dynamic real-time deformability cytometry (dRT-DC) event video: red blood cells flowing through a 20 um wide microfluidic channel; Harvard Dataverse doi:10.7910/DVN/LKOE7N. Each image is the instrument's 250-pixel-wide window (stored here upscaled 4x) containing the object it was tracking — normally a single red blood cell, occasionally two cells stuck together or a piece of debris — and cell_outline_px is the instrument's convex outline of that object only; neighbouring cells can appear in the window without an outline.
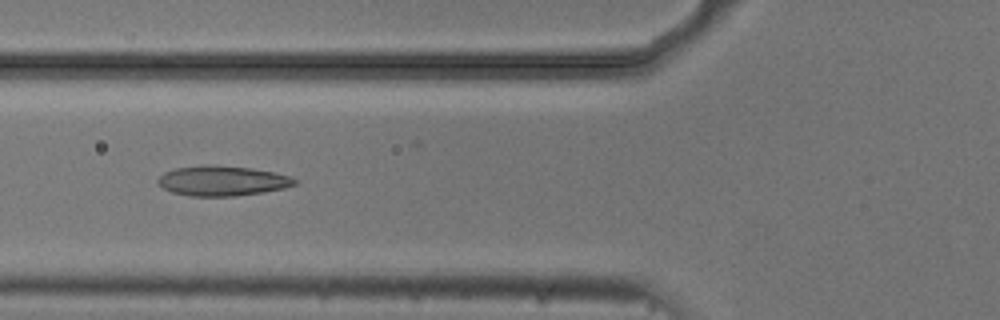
{"species": "common noctule bat (a hibernating species)", "species_latin": "Nyctalus noctula", "temperature_condition": "cold", "stored_images_in_passage": 49, "camera_frame_rate_fps": 3000, "um_per_image_px": 0.085, "animal": {"sex": "male", "body_mass_g": 20.5, "forearm_length_mm": 52.5}, "frame": {"image": 1, "passage_image": 16, "time_ms": 5.0, "image_size_px": [1000, 320], "cell_outline_px": [[300, 180], [296, 184], [284, 188], [264, 192], [236, 196], [188, 196], [172, 192], [164, 188], [156, 180], [164, 172], [176, 168], [204, 164], [208, 164], [252, 168], [272, 172], [288, 176]], "centroid_in_image_um": [18.9, 15.37], "position_along_channel_um": 106.9, "area_um2": 23.99}}
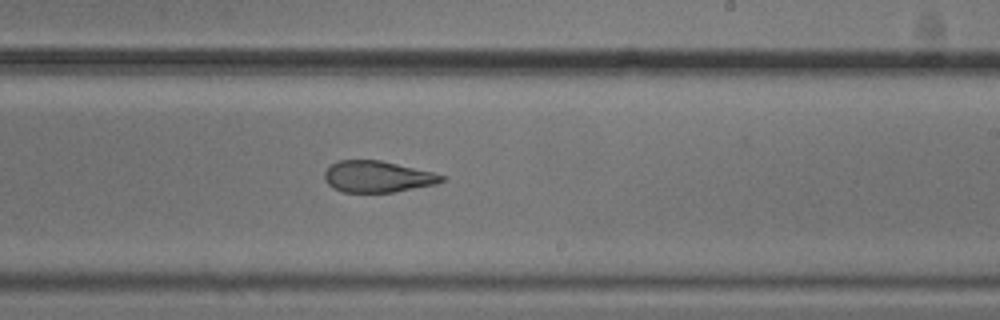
{"frame": {"image": 2, "passage_image": 28, "time_ms": 9.0, "image_size_px": [1000, 320], "cell_outline_px": [[448, 180], [436, 184], [392, 192], [344, 192], [332, 188], [324, 180], [324, 172], [332, 164], [340, 160], [380, 160], [432, 172], [444, 176]], "centroid_in_image_um": [32.08, 15.02], "position_along_channel_um": 256.9, "area_um2": 21.33}}
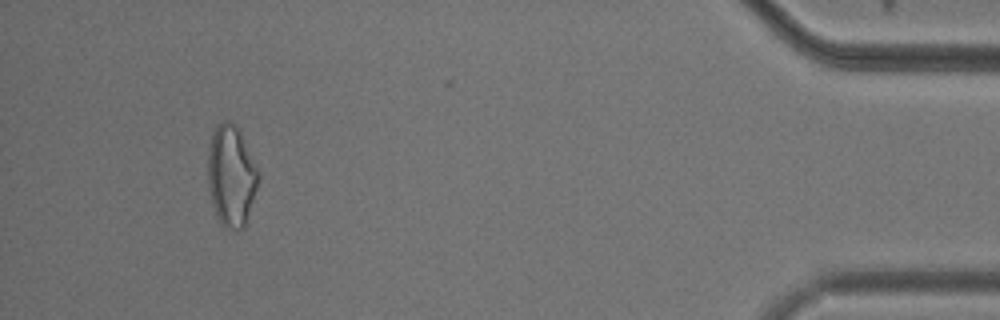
{"frame": {"image": 3, "passage_image": 46, "time_ms": 15.0, "image_size_px": [1000, 320], "cell_outline_px": [[260, 176], [244, 228], [224, 228], [220, 224], [216, 216], [212, 204], [208, 188], [208, 152], [212, 132], [224, 120], [228, 120], [236, 124], [260, 172]], "centroid_in_image_um": [19.65, 14.94], "position_along_channel_um": 415.6, "area_um2": 29.71}, "authors_computed_cell_mechanics": {"area_um2": 23.6402, "velocity_mm_per_s": 3.7345, "shape_relaxation_time_tau1_ms": 4.8848, "shape_relaxation_time_tau2_ms": 2.3784, "deformation_change_tau1": 0.1431, "deformation_change_tau2": 0.0928}}